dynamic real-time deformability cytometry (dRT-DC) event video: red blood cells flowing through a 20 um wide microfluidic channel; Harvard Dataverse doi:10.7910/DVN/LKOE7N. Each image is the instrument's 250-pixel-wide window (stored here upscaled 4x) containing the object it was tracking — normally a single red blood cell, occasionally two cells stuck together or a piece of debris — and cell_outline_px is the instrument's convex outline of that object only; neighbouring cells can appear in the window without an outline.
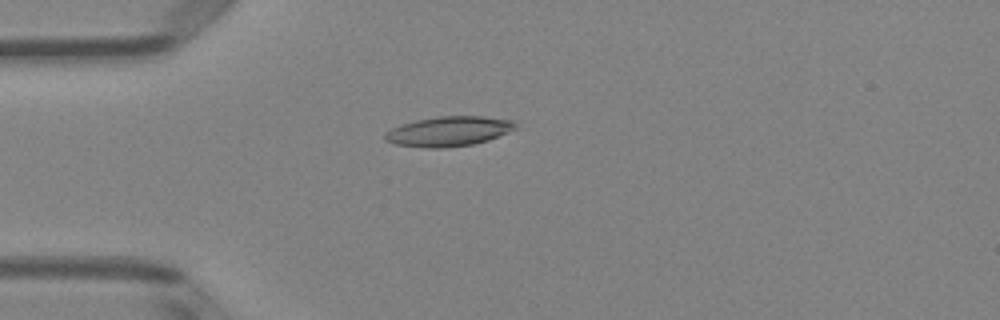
{"species": "Egyptian fruit bat (a non-hibernating species)", "species_latin": "Rousettus aegyptiacus", "temperature_condition": "room temperature", "stored_images_in_passage": 51, "camera_frame_rate_fps": 3000, "um_per_image_px": 0.085, "animal": {"sex": "female"}, "frame": {"image": 1, "passage_image": 14, "time_ms": 4.333, "image_size_px": [1000, 320], "cell_outline_px": [[516, 128], [508, 132], [488, 140], [472, 144], [444, 148], [424, 148], [396, 144], [384, 140], [384, 132], [392, 128], [416, 120], [436, 116], [484, 116], [516, 120]], "centroid_in_image_um": [38.15, 11.16], "position_along_channel_um": 46.9, "area_um2": 22.77}}
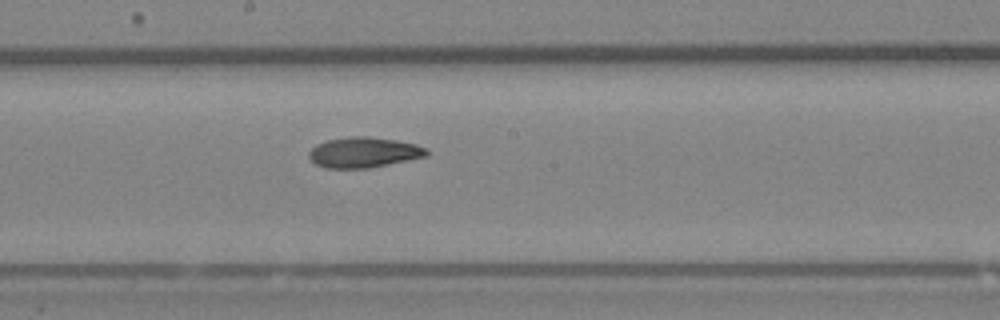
{"frame": {"image": 2, "passage_image": 28, "time_ms": 9.0, "image_size_px": [1000, 320], "cell_outline_px": [[428, 156], [368, 168], [324, 168], [316, 164], [308, 156], [308, 152], [316, 144], [328, 140], [348, 136], [368, 136], [396, 140], [416, 144], [428, 148]], "centroid_in_image_um": [30.92, 12.94], "position_along_channel_um": 217.3, "area_um2": 20.92}}
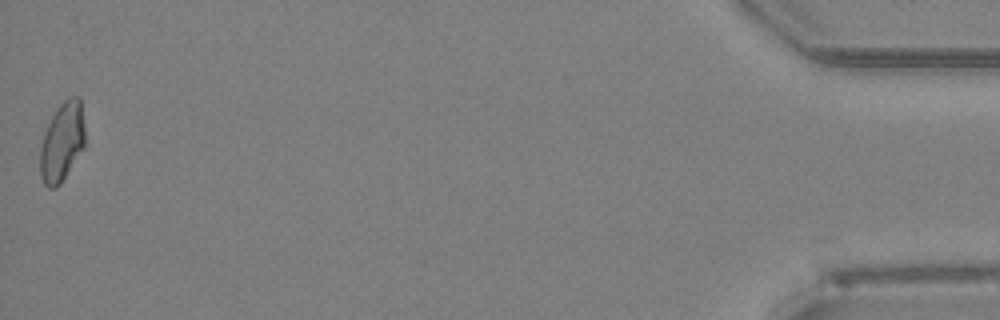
{"frame": {"image": 3, "passage_image": 51, "time_ms": 16.667, "image_size_px": [1000, 320], "cell_outline_px": [[84, 148], [60, 184], [56, 188], [48, 188], [44, 184], [40, 176], [40, 148], [44, 132], [56, 108], [68, 96], [80, 96], [84, 124]], "centroid_in_image_um": [5.27, 12.06], "position_along_channel_um": 429.9, "area_um2": 20.81}, "authors_computed_cell_mechanics": {"area_um2": 20.9236, "velocity_mm_per_s": 4.0018, "shape_relaxation_time_tau1_ms": 9.4896, "shape_relaxation_time_tau2_ms": 3.1946, "deformation_change_tau1": 0.2183, "deformation_change_tau2": 0.0992}}